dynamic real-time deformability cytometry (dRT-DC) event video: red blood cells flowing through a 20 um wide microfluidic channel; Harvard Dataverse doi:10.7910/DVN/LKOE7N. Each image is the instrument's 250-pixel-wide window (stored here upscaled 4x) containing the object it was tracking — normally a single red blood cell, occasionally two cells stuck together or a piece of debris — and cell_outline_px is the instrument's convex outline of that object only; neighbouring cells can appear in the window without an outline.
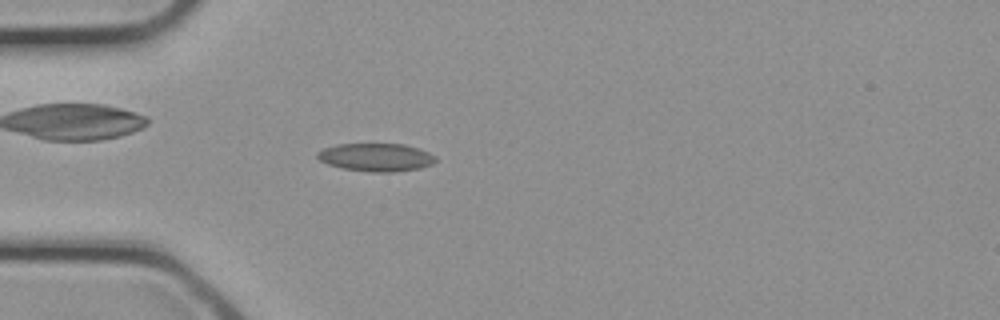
{"species": "common noctule bat (a hibernating species)", "species_latin": "Nyctalus noctula", "temperature_condition": "cold", "stored_images_in_passage": 28, "camera_frame_rate_fps": 3000, "um_per_image_px": 0.085, "animal": {"sex": "female", "body_mass_g": 21.9}, "frame": {"image": 1, "passage_image": 6, "time_ms": 1.667, "image_size_px": [1000, 320], "cell_outline_px": [[436, 160], [432, 164], [420, 168], [392, 172], [368, 172], [344, 168], [328, 164], [320, 160], [316, 156], [316, 152], [324, 148], [336, 144], [404, 144], [420, 148], [436, 156]], "centroid_in_image_um": [31.97, 13.36], "position_along_channel_um": 53.0, "area_um2": 19.36}}
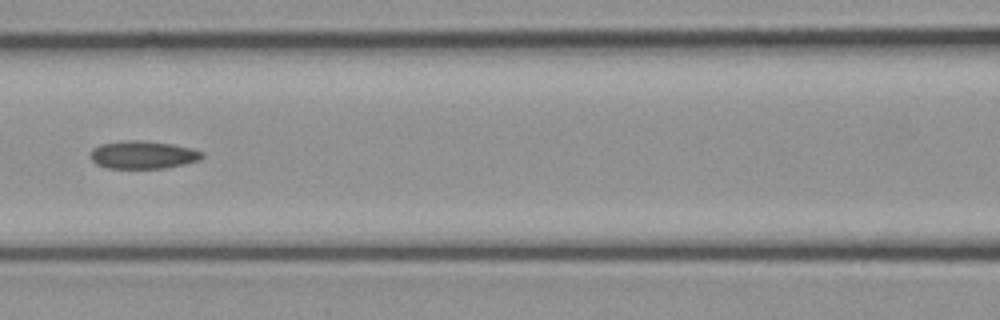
{"frame": {"image": 2, "passage_image": 11, "time_ms": 3.333, "image_size_px": [1000, 320], "cell_outline_px": [[204, 156], [200, 160], [184, 164], [164, 168], [108, 168], [96, 164], [88, 156], [92, 148], [100, 144], [124, 140], [140, 140], [172, 144], [192, 148], [204, 152]], "centroid_in_image_um": [12.14, 13.15], "position_along_channel_um": 154.5, "area_um2": 18.32}}
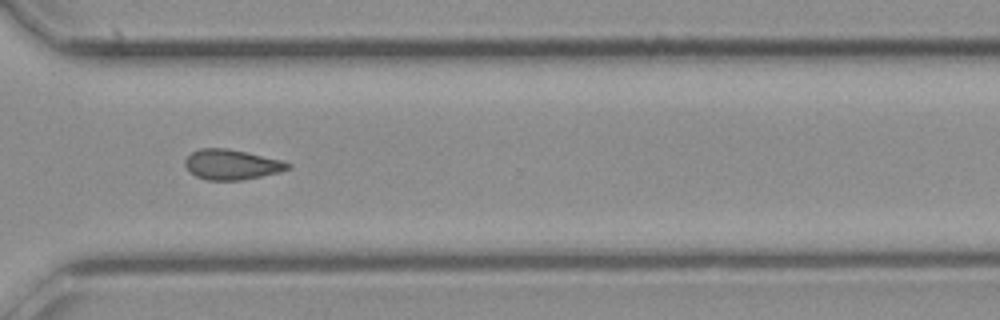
{"frame": {"image": 3, "passage_image": 20, "time_ms": 6.333, "image_size_px": [1000, 320], "cell_outline_px": [[292, 168], [280, 172], [240, 180], [208, 180], [196, 176], [184, 164], [184, 160], [192, 152], [200, 148], [228, 148], [280, 160], [292, 164]], "centroid_in_image_um": [19.7, 13.98], "position_along_channel_um": 350.9, "area_um2": 17.86}}